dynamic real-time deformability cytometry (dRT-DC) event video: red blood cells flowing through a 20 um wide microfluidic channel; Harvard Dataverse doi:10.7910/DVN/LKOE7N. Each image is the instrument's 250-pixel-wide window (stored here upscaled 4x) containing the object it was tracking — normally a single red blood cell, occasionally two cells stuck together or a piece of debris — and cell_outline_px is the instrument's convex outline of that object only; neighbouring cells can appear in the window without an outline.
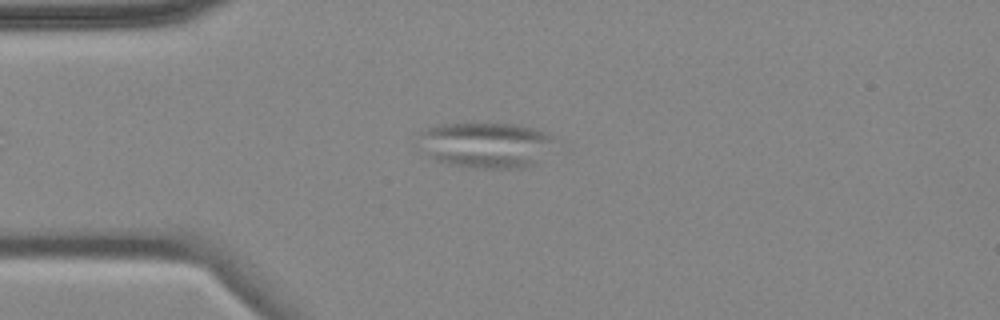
{"species": "common noctule bat (a hibernating species)", "species_latin": "Nyctalus noctula", "temperature_condition": "cold", "stored_images_in_passage": 4, "camera_frame_rate_fps": 3000, "um_per_image_px": 0.085, "animal": {"sex": "female", "body_mass_g": 18.4}, "frame": {"image": 1, "passage_image": 3, "time_ms": 2.667, "image_size_px": [1000, 320], "cell_outline_px": [[556, 136], [536, 164], [524, 168], [472, 168], [448, 164], [432, 160], [416, 132], [440, 124], [468, 120], [472, 120], [512, 124], [532, 128]], "centroid_in_image_um": [41.24, 12.27], "position_along_channel_um": 43.8, "area_um2": 36.88}}